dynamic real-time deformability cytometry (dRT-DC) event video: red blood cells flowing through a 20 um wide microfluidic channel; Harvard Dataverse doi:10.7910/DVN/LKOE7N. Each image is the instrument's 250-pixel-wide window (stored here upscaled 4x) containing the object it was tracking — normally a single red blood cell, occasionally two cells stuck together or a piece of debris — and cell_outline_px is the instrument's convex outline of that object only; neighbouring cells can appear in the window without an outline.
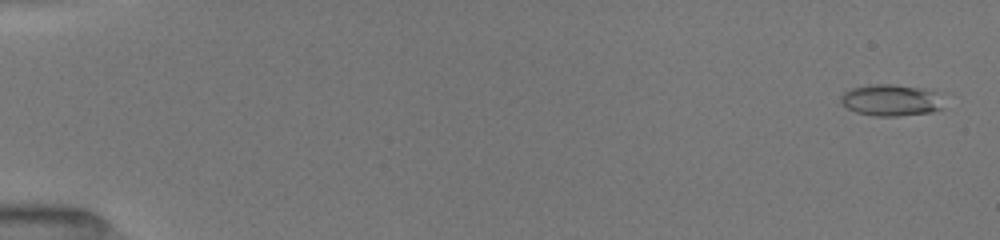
{"species": "common noctule bat (a hibernating species)", "species_latin": "Nyctalus noctula", "temperature_condition": "room temperature", "stored_images_in_passage": 30, "camera_frame_rate_fps": 3000, "um_per_image_px": 0.085, "animal": {"sex": "female", "body_mass_g": 19.5, "forearm_length_mm": 54.1}, "frame": {"image": 1, "passage_image": 2, "time_ms": 0.333, "image_size_px": [1000, 240], "cell_outline_px": [[944, 108], [932, 112], [896, 116], [876, 116], [856, 112], [848, 108], [840, 100], [840, 96], [844, 92], [852, 88], [868, 84], [892, 84], [924, 88], [932, 92]], "centroid_in_image_um": [75.67, 8.51], "position_along_channel_um": 9.3, "area_um2": 18.61}}
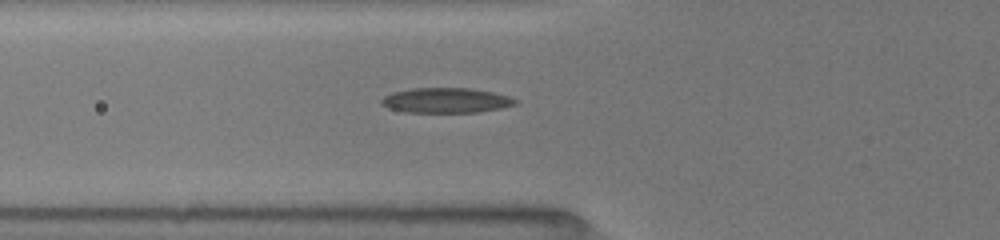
{"frame": {"image": 2, "passage_image": 20, "time_ms": 6.333, "image_size_px": [1000, 240], "cell_outline_px": [[516, 104], [500, 108], [480, 112], [404, 112], [388, 108], [380, 104], [380, 100], [384, 96], [392, 92], [412, 88], [472, 88], [492, 92], [508, 96], [516, 100]], "centroid_in_image_um": [37.86, 8.53], "position_along_channel_um": 87.9, "area_um2": 19.54}}
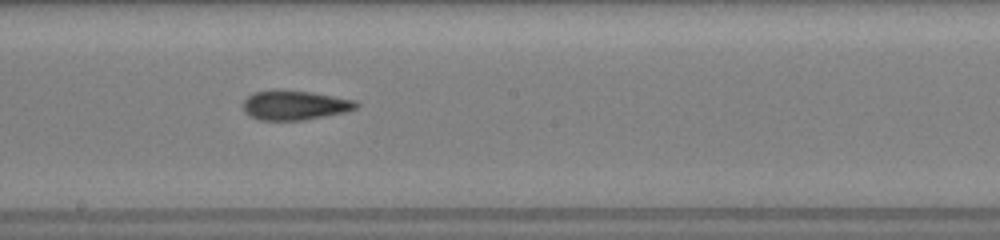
{"frame": {"image": 3, "passage_image": 30, "time_ms": 9.667, "image_size_px": [1000, 240], "cell_outline_px": [[360, 104], [356, 108], [344, 112], [304, 120], [260, 120], [248, 116], [244, 112], [244, 100], [252, 92], [272, 88], [276, 88], [308, 92], [356, 100]], "centroid_in_image_um": [24.99, 8.92], "position_along_channel_um": 223.2, "area_um2": 19.65}}